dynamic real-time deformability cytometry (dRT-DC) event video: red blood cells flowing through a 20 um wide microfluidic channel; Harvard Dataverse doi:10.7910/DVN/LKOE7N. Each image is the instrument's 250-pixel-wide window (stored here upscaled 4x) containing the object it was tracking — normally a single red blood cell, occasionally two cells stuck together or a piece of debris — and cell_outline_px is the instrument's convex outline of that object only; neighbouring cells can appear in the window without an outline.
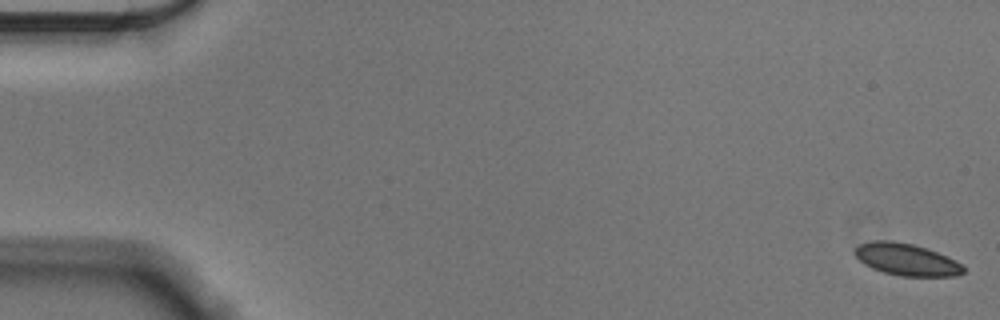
{"species": "Egyptian fruit bat (a non-hibernating species)", "species_latin": "Rousettus aegyptiacus", "temperature_condition": "cold", "stored_images_in_passage": 56, "camera_frame_rate_fps": 3000, "um_per_image_px": 0.085, "animal": {"sex": "male"}, "frame": {"image": 1, "passage_image": 1, "time_ms": 0.0, "image_size_px": [1000, 320], "cell_outline_px": [[964, 272], [956, 276], [900, 276], [884, 272], [872, 268], [864, 264], [852, 252], [860, 244], [868, 240], [892, 240], [912, 244], [928, 248], [948, 256], [956, 260], [964, 268]], "centroid_in_image_um": [77.04, 22.04], "position_along_channel_um": 8.0, "area_um2": 20.4}}
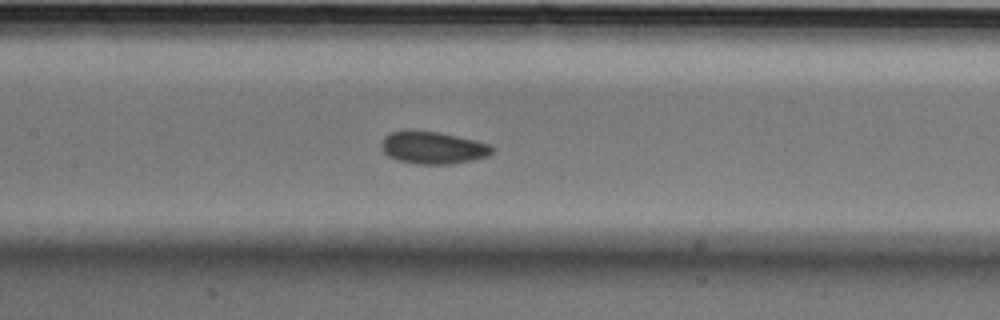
{"frame": {"image": 2, "passage_image": 27, "time_ms": 8.667, "image_size_px": [1000, 320], "cell_outline_px": [[496, 148], [488, 156], [472, 160], [452, 164], [416, 164], [396, 160], [388, 156], [380, 148], [380, 144], [384, 136], [392, 132], [440, 132], [488, 144]], "centroid_in_image_um": [36.79, 12.58], "position_along_channel_um": 170.6, "area_um2": 20.58}}
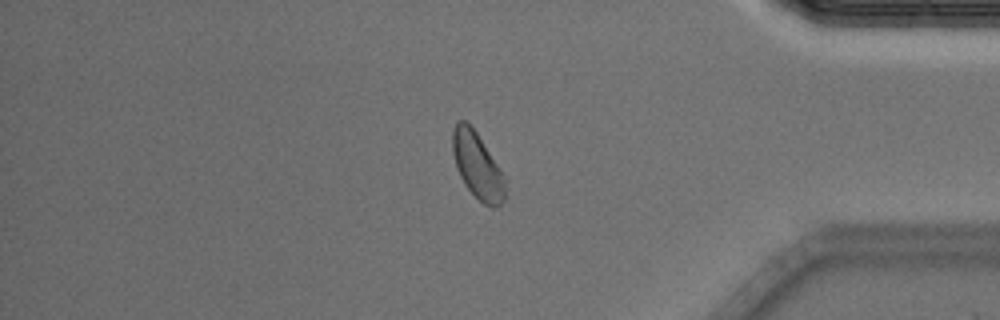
{"frame": {"image": 3, "passage_image": 48, "time_ms": 15.667, "image_size_px": [1000, 320], "cell_outline_px": [[508, 180], [504, 200], [496, 208], [492, 208], [484, 204], [464, 184], [456, 168], [452, 152], [452, 132], [456, 124], [460, 120], [464, 120], [476, 132]], "centroid_in_image_um": [40.61, 14.12], "position_along_channel_um": 394.6, "area_um2": 20.35}, "authors_computed_cell_mechanics": {"area_um2": 20.5768, "velocity_mm_per_s": 3.5565, "shape_relaxation_time_tau1_ms": 5.0847, "shape_relaxation_time_tau2_ms": 4.502, "deformation_change_tau1": 0.0714, "deformation_change_tau2": 0.0856}}